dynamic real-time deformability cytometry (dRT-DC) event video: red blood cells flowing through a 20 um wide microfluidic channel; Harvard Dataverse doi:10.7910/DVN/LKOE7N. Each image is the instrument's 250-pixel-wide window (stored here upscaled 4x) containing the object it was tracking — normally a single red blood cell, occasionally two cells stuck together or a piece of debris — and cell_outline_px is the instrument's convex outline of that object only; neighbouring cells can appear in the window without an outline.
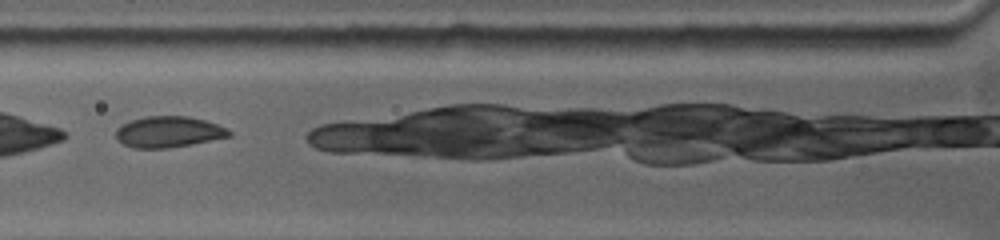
{"species": "common noctule bat (a hibernating species)", "species_latin": "Nyctalus noctula", "temperature_condition": "warm", "stored_images_in_passage": 23, "camera_frame_rate_fps": 5000, "um_per_image_px": 0.085, "animal": {"sex": "female", "body_mass_g": 19.0, "forearm_length_mm": 53.3}, "frame": {"image": 1, "passage_image": 4, "time_ms": 1.6, "image_size_px": [1000, 240], "cell_outline_px": [[232, 136], [192, 144], [168, 148], [136, 148], [124, 144], [116, 140], [116, 128], [120, 124], [132, 120], [148, 116], [188, 116], [204, 120], [216, 124], [232, 132]], "centroid_in_image_um": [14.3, 11.21], "position_along_channel_um": 111.5, "area_um2": 20.46}}
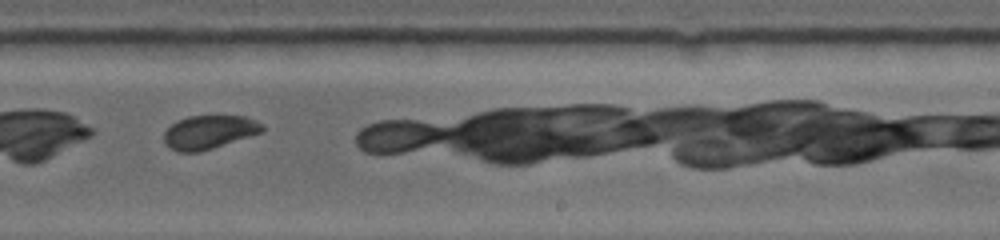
{"frame": {"image": 2, "passage_image": 14, "time_ms": 5.8, "image_size_px": [1000, 240], "cell_outline_px": [[264, 132], [200, 152], [176, 152], [168, 148], [164, 144], [164, 132], [176, 120], [188, 116], [244, 116], [264, 124]], "centroid_in_image_um": [17.76, 11.24], "position_along_channel_um": 271.2, "area_um2": 19.48}}
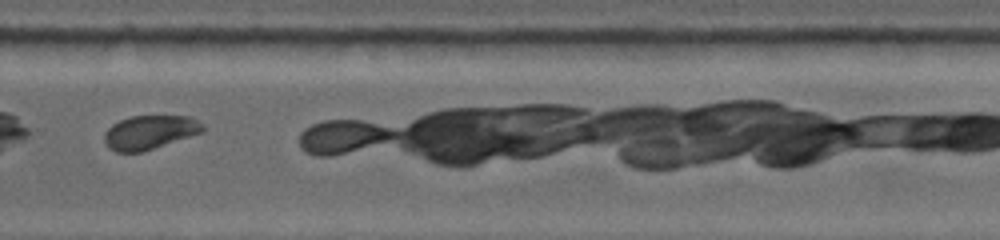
{"frame": {"image": 3, "passage_image": 17, "time_ms": 7.0, "image_size_px": [1000, 240], "cell_outline_px": [[204, 132], [140, 152], [116, 152], [108, 148], [104, 140], [104, 136], [108, 128], [112, 124], [120, 120], [132, 116], [188, 116], [200, 120], [204, 124]], "centroid_in_image_um": [12.75, 11.23], "position_along_channel_um": 317.1, "area_um2": 19.42}}